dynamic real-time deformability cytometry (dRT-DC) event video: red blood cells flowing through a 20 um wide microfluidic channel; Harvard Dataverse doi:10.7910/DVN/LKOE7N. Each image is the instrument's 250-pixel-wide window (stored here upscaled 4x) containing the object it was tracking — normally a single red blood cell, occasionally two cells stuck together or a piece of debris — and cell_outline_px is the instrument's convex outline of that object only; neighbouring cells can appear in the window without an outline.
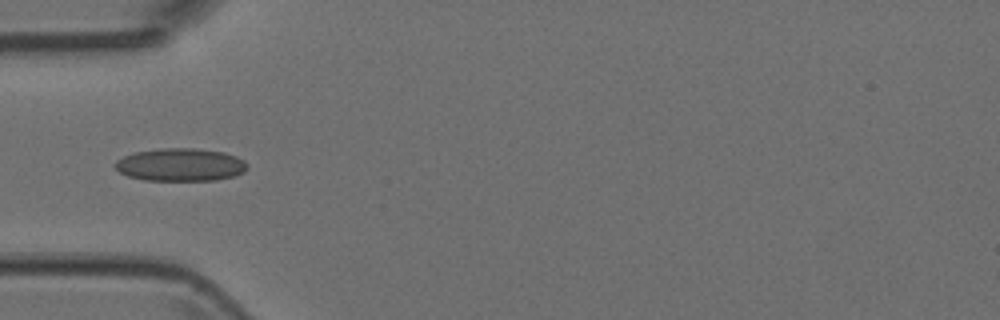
{"species": "Egyptian fruit bat (a non-hibernating species)", "species_latin": "Rousettus aegyptiacus", "temperature_condition": "room temperature", "stored_images_in_passage": 8, "camera_frame_rate_fps": 3000, "um_per_image_px": 0.085, "animal": {"sex": "female"}, "frame": {"image": 1, "passage_image": 4, "time_ms": 1.0, "image_size_px": [1000, 320], "cell_outline_px": [[248, 168], [244, 172], [236, 176], [216, 180], [144, 180], [128, 176], [120, 172], [112, 164], [116, 160], [124, 156], [136, 152], [160, 148], [192, 148], [224, 152], [236, 156], [244, 160], [248, 164]], "centroid_in_image_um": [15.36, 14.0], "position_along_channel_um": 69.6, "area_um2": 25.43}}
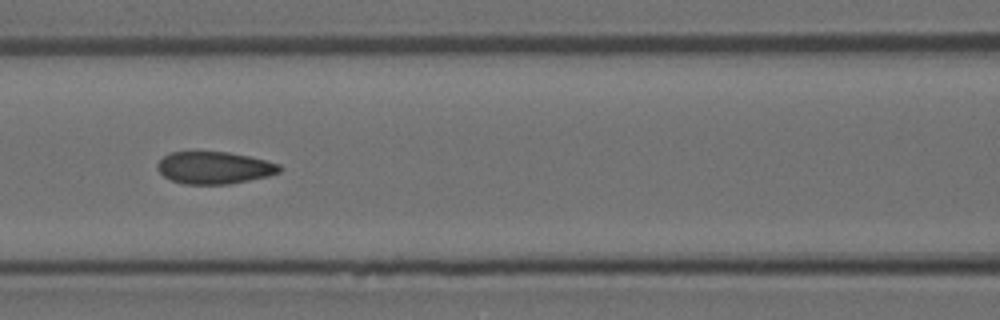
{"frame": {"image": 2, "passage_image": 6, "time_ms": 1.667, "image_size_px": [1000, 320], "cell_outline_px": [[280, 172], [268, 176], [228, 184], [184, 184], [172, 180], [164, 176], [156, 168], [156, 164], [164, 156], [172, 152], [228, 152], [248, 156], [280, 164]], "centroid_in_image_um": [18.19, 14.26], "position_along_channel_um": 148.4, "area_um2": 22.72}}
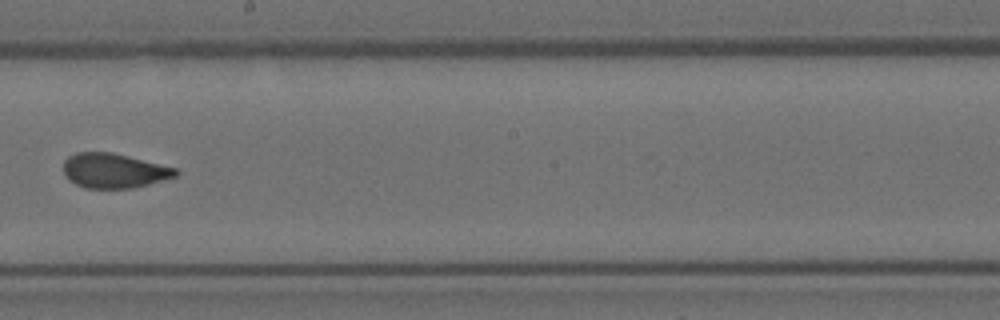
{"frame": {"image": 3, "passage_image": 8, "time_ms": 2.333, "image_size_px": [1000, 320], "cell_outline_px": [[180, 172], [176, 176], [148, 184], [132, 188], [84, 188], [68, 180], [64, 176], [64, 160], [68, 156], [76, 152], [112, 152], [176, 168]], "centroid_in_image_um": [9.65, 14.51], "position_along_channel_um": 238.5, "area_um2": 22.66}}